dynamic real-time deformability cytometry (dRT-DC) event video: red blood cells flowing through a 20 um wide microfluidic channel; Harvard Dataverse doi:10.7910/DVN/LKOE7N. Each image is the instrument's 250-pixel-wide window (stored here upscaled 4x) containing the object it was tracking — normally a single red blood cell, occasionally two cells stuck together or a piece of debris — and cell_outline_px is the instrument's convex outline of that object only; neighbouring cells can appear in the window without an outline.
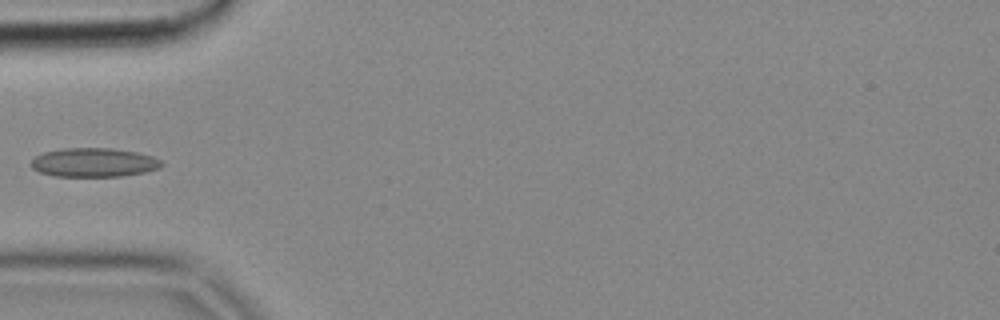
{"species": "common noctule bat (a hibernating species)", "species_latin": "Nyctalus noctula", "temperature_condition": "cold", "stored_images_in_passage": 4, "camera_frame_rate_fps": 3000, "um_per_image_px": 0.085, "animal": {"sex": "female", "body_mass_g": 18.4}, "frame": {"image": 1, "passage_image": 3, "time_ms": 0.667, "image_size_px": [1000, 320], "cell_outline_px": [[164, 164], [160, 168], [144, 172], [120, 176], [56, 176], [40, 172], [32, 168], [28, 164], [36, 156], [44, 152], [64, 148], [112, 148], [136, 152], [152, 156], [160, 160]], "centroid_in_image_um": [7.97, 13.8], "position_along_channel_um": 77.0, "area_um2": 21.96}}
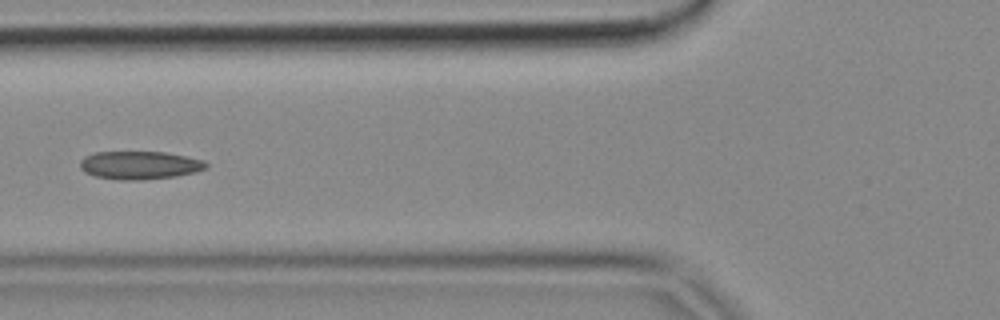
{"frame": {"image": 2, "passage_image": 4, "time_ms": 1.0, "image_size_px": [1000, 320], "cell_outline_px": [[208, 168], [196, 172], [176, 176], [144, 180], [116, 180], [96, 176], [84, 172], [80, 168], [80, 160], [84, 156], [96, 152], [164, 152], [204, 160], [208, 164]], "centroid_in_image_um": [11.87, 14.05], "position_along_channel_um": 113.9, "area_um2": 20.81}}